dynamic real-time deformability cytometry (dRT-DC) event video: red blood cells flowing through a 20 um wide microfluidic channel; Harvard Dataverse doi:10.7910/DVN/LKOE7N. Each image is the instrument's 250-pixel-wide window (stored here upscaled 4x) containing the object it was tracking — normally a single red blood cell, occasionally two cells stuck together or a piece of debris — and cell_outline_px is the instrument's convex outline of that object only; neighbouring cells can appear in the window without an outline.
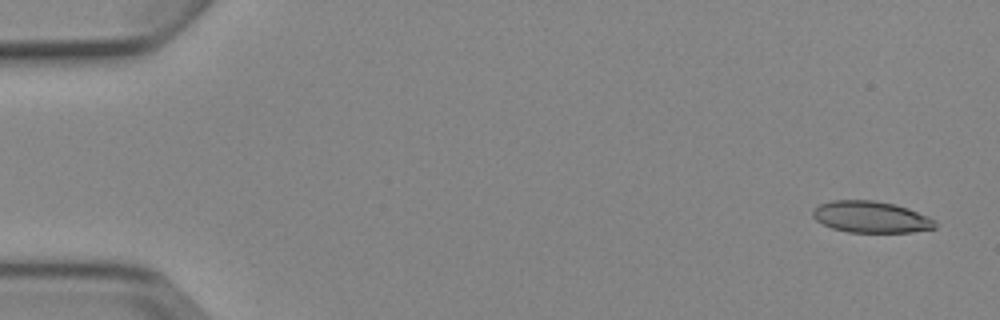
{"species": "Egyptian fruit bat (a non-hibernating species)", "species_latin": "Rousettus aegyptiacus", "temperature_condition": "cold", "stored_images_in_passage": 4, "camera_frame_rate_fps": 3000, "um_per_image_px": 0.085, "animal": {"sex": "female"}, "frame": {"image": 1, "passage_image": 1, "time_ms": 0.0, "image_size_px": [1000, 320], "cell_outline_px": [[936, 228], [912, 232], [848, 232], [832, 228], [816, 220], [812, 216], [812, 212], [820, 204], [832, 200], [872, 200], [896, 204], [908, 208], [928, 216], [936, 220]], "centroid_in_image_um": [74.06, 18.44], "position_along_channel_um": 10.9, "area_um2": 22.48}}